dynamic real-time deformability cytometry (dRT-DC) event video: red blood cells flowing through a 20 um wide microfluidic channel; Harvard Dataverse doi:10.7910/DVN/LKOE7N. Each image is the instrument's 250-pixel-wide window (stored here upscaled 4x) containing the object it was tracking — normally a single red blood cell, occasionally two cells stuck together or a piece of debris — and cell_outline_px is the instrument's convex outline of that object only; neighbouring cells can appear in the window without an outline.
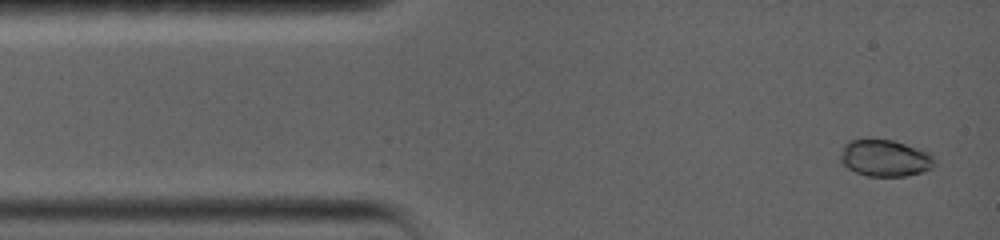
{"species": "common noctule bat (a hibernating species)", "species_latin": "Nyctalus noctula", "temperature_condition": "warm", "stored_images_in_passage": 5, "camera_frame_rate_fps": 5000, "um_per_image_px": 0.085, "animal": {"sex": "female", "body_mass_g": 19.0, "forearm_length_mm": 56.7}, "frame": {"image": 1, "passage_image": 1, "time_ms": 0.0, "image_size_px": [1000, 240], "cell_outline_px": [[932, 168], [920, 172], [904, 176], [868, 176], [856, 172], [848, 168], [840, 160], [840, 156], [844, 144], [848, 140], [892, 140], [932, 152]], "centroid_in_image_um": [75.21, 13.43], "position_along_channel_um": 9.8, "area_um2": 19.88}}
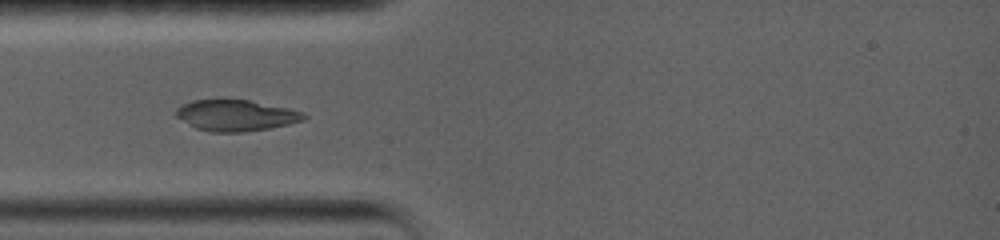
{"frame": {"image": 2, "passage_image": 4, "time_ms": 3.4, "image_size_px": [1000, 240], "cell_outline_px": [[308, 116], [304, 120], [288, 124], [268, 128], [244, 132], [208, 132], [196, 128], [176, 116], [176, 108], [180, 104], [192, 100], [220, 96], [224, 96], [248, 100], [288, 108], [304, 112]], "centroid_in_image_um": [20.0, 9.76], "position_along_channel_um": 65.0, "area_um2": 23.93}}